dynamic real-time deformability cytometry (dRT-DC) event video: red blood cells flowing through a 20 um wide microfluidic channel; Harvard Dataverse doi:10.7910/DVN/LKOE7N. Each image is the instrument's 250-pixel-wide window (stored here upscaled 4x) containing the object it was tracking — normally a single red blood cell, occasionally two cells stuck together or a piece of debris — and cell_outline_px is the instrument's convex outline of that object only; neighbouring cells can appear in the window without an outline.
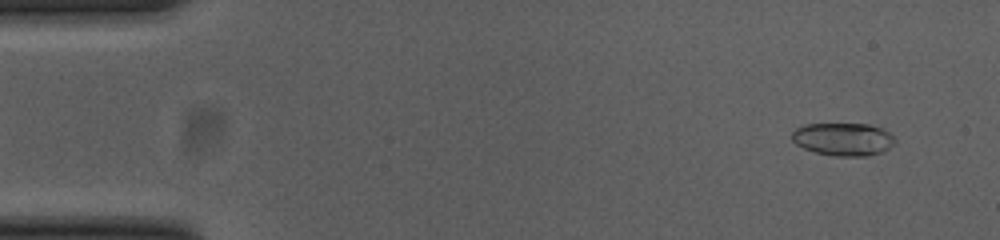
{"species": "common noctule bat (a hibernating species)", "species_latin": "Nyctalus noctula", "temperature_condition": "cold", "stored_images_in_passage": 55, "camera_frame_rate_fps": 3000, "um_per_image_px": 0.085, "animal": {"sex": "female", "body_mass_g": 23.0, "forearm_length_mm": 53.4}, "frame": {"image": 1, "passage_image": 4, "time_ms": 1.0, "image_size_px": [1000, 240], "cell_outline_px": [[896, 140], [888, 148], [880, 152], [868, 156], [832, 156], [816, 152], [804, 148], [796, 144], [792, 140], [792, 132], [796, 128], [804, 124], [868, 124], [880, 128], [888, 132]], "centroid_in_image_um": [71.64, 11.83], "position_along_channel_um": 13.4, "area_um2": 19.59}}
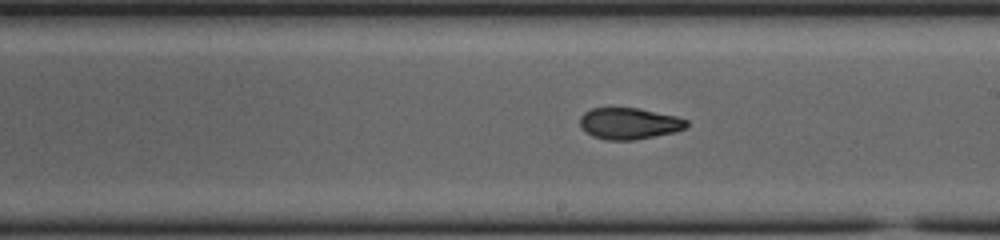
{"frame": {"image": 2, "passage_image": 31, "time_ms": 10.0, "image_size_px": [1000, 240], "cell_outline_px": [[688, 124], [684, 128], [676, 132], [632, 140], [608, 140], [592, 136], [580, 124], [580, 116], [584, 112], [592, 108], [640, 108], [676, 116], [688, 120]], "centroid_in_image_um": [53.5, 10.49], "position_along_channel_um": 235.5, "area_um2": 19.42}}
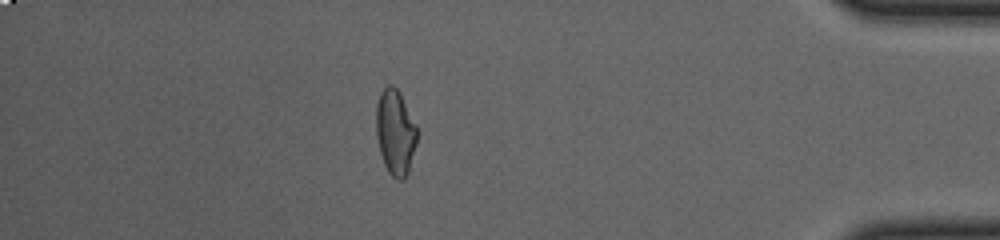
{"frame": {"image": 3, "passage_image": 48, "time_ms": 15.667, "image_size_px": [1000, 240], "cell_outline_px": [[420, 132], [408, 172], [404, 180], [396, 180], [388, 172], [384, 164], [380, 152], [376, 136], [376, 104], [380, 92], [388, 84], [392, 84], [400, 92]], "centroid_in_image_um": [33.62, 11.24], "position_along_channel_um": 401.6, "area_um2": 20.81}, "authors_computed_cell_mechanics": {"area_um2": 20.0566, "velocity_mm_per_s": 3.7116, "shape_relaxation_time_tau1_ms": null, "shape_relaxation_time_tau2_ms": 2.7355, "deformation_change_tau1": null, "deformation_change_tau2": 0.0888}}